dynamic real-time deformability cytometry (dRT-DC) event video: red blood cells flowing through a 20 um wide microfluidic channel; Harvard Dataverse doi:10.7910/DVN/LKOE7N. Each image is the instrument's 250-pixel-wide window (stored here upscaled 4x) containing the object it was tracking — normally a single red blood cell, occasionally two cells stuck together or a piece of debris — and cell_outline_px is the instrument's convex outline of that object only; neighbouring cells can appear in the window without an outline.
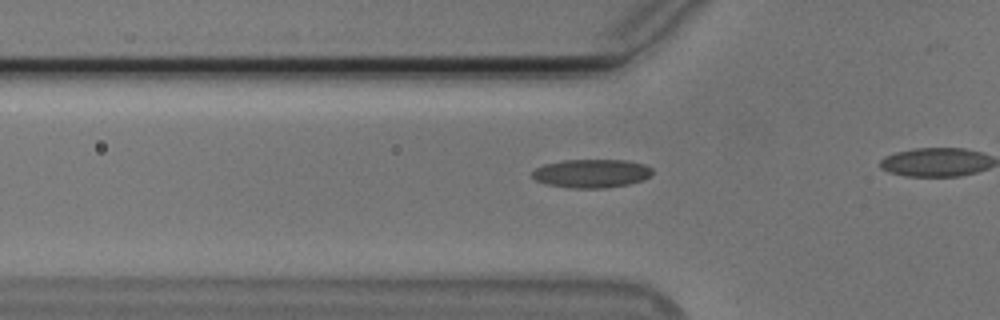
{"species": "Egyptian fruit bat (a non-hibernating species)", "species_latin": "Rousettus aegyptiacus", "temperature_condition": "cold", "stored_images_in_passage": 12, "camera_frame_rate_fps": 3000, "um_per_image_px": 0.085, "animal": {"sex": "male"}, "frame": {"image": 1, "passage_image": 7, "time_ms": 2.0, "image_size_px": [1000, 320], "cell_outline_px": [[652, 176], [644, 180], [628, 184], [604, 188], [572, 188], [548, 184], [536, 180], [532, 176], [532, 172], [536, 168], [544, 164], [564, 160], [624, 160], [644, 164], [652, 168]], "centroid_in_image_um": [50.31, 14.74], "position_along_channel_um": 75.5, "area_um2": 19.94}}